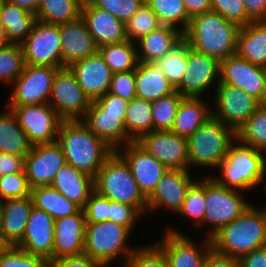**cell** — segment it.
<instances>
[{
  "label": "cell",
  "instance_id": "7a4b0ae2",
  "mask_svg": "<svg viewBox=\"0 0 266 267\" xmlns=\"http://www.w3.org/2000/svg\"><path fill=\"white\" fill-rule=\"evenodd\" d=\"M239 28L221 14L209 11L190 18L183 39L191 49L221 61L236 54Z\"/></svg>",
  "mask_w": 266,
  "mask_h": 267
},
{
  "label": "cell",
  "instance_id": "f5cc1de1",
  "mask_svg": "<svg viewBox=\"0 0 266 267\" xmlns=\"http://www.w3.org/2000/svg\"><path fill=\"white\" fill-rule=\"evenodd\" d=\"M109 93L127 101L136 98L135 70L114 73Z\"/></svg>",
  "mask_w": 266,
  "mask_h": 267
},
{
  "label": "cell",
  "instance_id": "e575fe53",
  "mask_svg": "<svg viewBox=\"0 0 266 267\" xmlns=\"http://www.w3.org/2000/svg\"><path fill=\"white\" fill-rule=\"evenodd\" d=\"M33 206L45 211L55 220L78 213L81 208L68 200L52 185H42L31 188Z\"/></svg>",
  "mask_w": 266,
  "mask_h": 267
},
{
  "label": "cell",
  "instance_id": "c3c4849f",
  "mask_svg": "<svg viewBox=\"0 0 266 267\" xmlns=\"http://www.w3.org/2000/svg\"><path fill=\"white\" fill-rule=\"evenodd\" d=\"M31 196L25 172L0 176V201Z\"/></svg>",
  "mask_w": 266,
  "mask_h": 267
},
{
  "label": "cell",
  "instance_id": "9c48e42d",
  "mask_svg": "<svg viewBox=\"0 0 266 267\" xmlns=\"http://www.w3.org/2000/svg\"><path fill=\"white\" fill-rule=\"evenodd\" d=\"M240 191V192H239ZM242 190L218 184L211 176L205 178V217L202 226L209 224L206 237H211L221 227L239 217L251 202L244 199Z\"/></svg>",
  "mask_w": 266,
  "mask_h": 267
},
{
  "label": "cell",
  "instance_id": "8fae6325",
  "mask_svg": "<svg viewBox=\"0 0 266 267\" xmlns=\"http://www.w3.org/2000/svg\"><path fill=\"white\" fill-rule=\"evenodd\" d=\"M212 116L236 133L262 105L238 87L219 83L214 91Z\"/></svg>",
  "mask_w": 266,
  "mask_h": 267
},
{
  "label": "cell",
  "instance_id": "1f68e13d",
  "mask_svg": "<svg viewBox=\"0 0 266 267\" xmlns=\"http://www.w3.org/2000/svg\"><path fill=\"white\" fill-rule=\"evenodd\" d=\"M205 102L202 97H184L179 104L171 132L185 138L194 134L212 117L211 106Z\"/></svg>",
  "mask_w": 266,
  "mask_h": 267
},
{
  "label": "cell",
  "instance_id": "e7e4bbea",
  "mask_svg": "<svg viewBox=\"0 0 266 267\" xmlns=\"http://www.w3.org/2000/svg\"><path fill=\"white\" fill-rule=\"evenodd\" d=\"M8 247L9 245L5 242V240L3 238H0V257Z\"/></svg>",
  "mask_w": 266,
  "mask_h": 267
},
{
  "label": "cell",
  "instance_id": "ffe728a7",
  "mask_svg": "<svg viewBox=\"0 0 266 267\" xmlns=\"http://www.w3.org/2000/svg\"><path fill=\"white\" fill-rule=\"evenodd\" d=\"M116 152L128 164L139 190L147 198L154 191L157 183L168 168L143 149L137 142H130L124 147L117 149Z\"/></svg>",
  "mask_w": 266,
  "mask_h": 267
},
{
  "label": "cell",
  "instance_id": "94428289",
  "mask_svg": "<svg viewBox=\"0 0 266 267\" xmlns=\"http://www.w3.org/2000/svg\"><path fill=\"white\" fill-rule=\"evenodd\" d=\"M183 2L190 18L211 11V0H183Z\"/></svg>",
  "mask_w": 266,
  "mask_h": 267
},
{
  "label": "cell",
  "instance_id": "ac0fdd59",
  "mask_svg": "<svg viewBox=\"0 0 266 267\" xmlns=\"http://www.w3.org/2000/svg\"><path fill=\"white\" fill-rule=\"evenodd\" d=\"M137 143L166 168L189 170L187 138L171 131H151Z\"/></svg>",
  "mask_w": 266,
  "mask_h": 267
},
{
  "label": "cell",
  "instance_id": "d6a6232c",
  "mask_svg": "<svg viewBox=\"0 0 266 267\" xmlns=\"http://www.w3.org/2000/svg\"><path fill=\"white\" fill-rule=\"evenodd\" d=\"M0 21L9 43L22 44L33 30L37 15L7 0H0Z\"/></svg>",
  "mask_w": 266,
  "mask_h": 267
},
{
  "label": "cell",
  "instance_id": "8d00e7d4",
  "mask_svg": "<svg viewBox=\"0 0 266 267\" xmlns=\"http://www.w3.org/2000/svg\"><path fill=\"white\" fill-rule=\"evenodd\" d=\"M98 51L113 74L135 70L139 63L136 43L130 40L100 46Z\"/></svg>",
  "mask_w": 266,
  "mask_h": 267
},
{
  "label": "cell",
  "instance_id": "d4e9b609",
  "mask_svg": "<svg viewBox=\"0 0 266 267\" xmlns=\"http://www.w3.org/2000/svg\"><path fill=\"white\" fill-rule=\"evenodd\" d=\"M86 219L81 209L78 213L55 220L53 259L77 256L84 253Z\"/></svg>",
  "mask_w": 266,
  "mask_h": 267
},
{
  "label": "cell",
  "instance_id": "484cf974",
  "mask_svg": "<svg viewBox=\"0 0 266 267\" xmlns=\"http://www.w3.org/2000/svg\"><path fill=\"white\" fill-rule=\"evenodd\" d=\"M81 17L98 48L106 44L128 40L125 23L109 12L95 7L89 0L82 2Z\"/></svg>",
  "mask_w": 266,
  "mask_h": 267
},
{
  "label": "cell",
  "instance_id": "3957f363",
  "mask_svg": "<svg viewBox=\"0 0 266 267\" xmlns=\"http://www.w3.org/2000/svg\"><path fill=\"white\" fill-rule=\"evenodd\" d=\"M212 249L240 259L266 246V210L251 204L239 217L210 237Z\"/></svg>",
  "mask_w": 266,
  "mask_h": 267
},
{
  "label": "cell",
  "instance_id": "74e56055",
  "mask_svg": "<svg viewBox=\"0 0 266 267\" xmlns=\"http://www.w3.org/2000/svg\"><path fill=\"white\" fill-rule=\"evenodd\" d=\"M83 0H40L37 20L59 25L76 20L81 16Z\"/></svg>",
  "mask_w": 266,
  "mask_h": 267
},
{
  "label": "cell",
  "instance_id": "30bf717a",
  "mask_svg": "<svg viewBox=\"0 0 266 267\" xmlns=\"http://www.w3.org/2000/svg\"><path fill=\"white\" fill-rule=\"evenodd\" d=\"M6 107L16 115L32 146L57 142L63 119L49 103Z\"/></svg>",
  "mask_w": 266,
  "mask_h": 267
},
{
  "label": "cell",
  "instance_id": "d6986e66",
  "mask_svg": "<svg viewBox=\"0 0 266 267\" xmlns=\"http://www.w3.org/2000/svg\"><path fill=\"white\" fill-rule=\"evenodd\" d=\"M65 163L62 148L57 142L33 145L24 159V172L30 187L51 185Z\"/></svg>",
  "mask_w": 266,
  "mask_h": 267
},
{
  "label": "cell",
  "instance_id": "277c9868",
  "mask_svg": "<svg viewBox=\"0 0 266 267\" xmlns=\"http://www.w3.org/2000/svg\"><path fill=\"white\" fill-rule=\"evenodd\" d=\"M216 169H221V176L214 175L211 178L221 186L251 190L265 179L266 153L236 139Z\"/></svg>",
  "mask_w": 266,
  "mask_h": 267
},
{
  "label": "cell",
  "instance_id": "4fadbf2b",
  "mask_svg": "<svg viewBox=\"0 0 266 267\" xmlns=\"http://www.w3.org/2000/svg\"><path fill=\"white\" fill-rule=\"evenodd\" d=\"M21 46L25 64L62 68L59 25L37 21Z\"/></svg>",
  "mask_w": 266,
  "mask_h": 267
},
{
  "label": "cell",
  "instance_id": "7bdbcfd3",
  "mask_svg": "<svg viewBox=\"0 0 266 267\" xmlns=\"http://www.w3.org/2000/svg\"><path fill=\"white\" fill-rule=\"evenodd\" d=\"M183 98L175 91L170 95L151 101L153 131H171L179 104Z\"/></svg>",
  "mask_w": 266,
  "mask_h": 267
},
{
  "label": "cell",
  "instance_id": "7dc6e473",
  "mask_svg": "<svg viewBox=\"0 0 266 267\" xmlns=\"http://www.w3.org/2000/svg\"><path fill=\"white\" fill-rule=\"evenodd\" d=\"M0 267H49V260L9 246L0 257Z\"/></svg>",
  "mask_w": 266,
  "mask_h": 267
},
{
  "label": "cell",
  "instance_id": "03108f58",
  "mask_svg": "<svg viewBox=\"0 0 266 267\" xmlns=\"http://www.w3.org/2000/svg\"><path fill=\"white\" fill-rule=\"evenodd\" d=\"M0 238H3V232H2V209L0 206Z\"/></svg>",
  "mask_w": 266,
  "mask_h": 267
},
{
  "label": "cell",
  "instance_id": "7402d4cb",
  "mask_svg": "<svg viewBox=\"0 0 266 267\" xmlns=\"http://www.w3.org/2000/svg\"><path fill=\"white\" fill-rule=\"evenodd\" d=\"M68 68L90 101L97 100L109 92L113 73L99 51Z\"/></svg>",
  "mask_w": 266,
  "mask_h": 267
},
{
  "label": "cell",
  "instance_id": "603a6c76",
  "mask_svg": "<svg viewBox=\"0 0 266 267\" xmlns=\"http://www.w3.org/2000/svg\"><path fill=\"white\" fill-rule=\"evenodd\" d=\"M62 48V68L95 54L98 51L93 36L80 16L74 21L59 24Z\"/></svg>",
  "mask_w": 266,
  "mask_h": 267
},
{
  "label": "cell",
  "instance_id": "9a60e30c",
  "mask_svg": "<svg viewBox=\"0 0 266 267\" xmlns=\"http://www.w3.org/2000/svg\"><path fill=\"white\" fill-rule=\"evenodd\" d=\"M219 83L238 87L266 104V68L253 65L237 54L220 61Z\"/></svg>",
  "mask_w": 266,
  "mask_h": 267
},
{
  "label": "cell",
  "instance_id": "b9f144b4",
  "mask_svg": "<svg viewBox=\"0 0 266 267\" xmlns=\"http://www.w3.org/2000/svg\"><path fill=\"white\" fill-rule=\"evenodd\" d=\"M205 210V178H197L188 188L177 214L185 217L186 220L192 219L194 226L200 228L204 222Z\"/></svg>",
  "mask_w": 266,
  "mask_h": 267
},
{
  "label": "cell",
  "instance_id": "91938a15",
  "mask_svg": "<svg viewBox=\"0 0 266 267\" xmlns=\"http://www.w3.org/2000/svg\"><path fill=\"white\" fill-rule=\"evenodd\" d=\"M239 261L240 267H266V246L243 255Z\"/></svg>",
  "mask_w": 266,
  "mask_h": 267
},
{
  "label": "cell",
  "instance_id": "f1b7e54d",
  "mask_svg": "<svg viewBox=\"0 0 266 267\" xmlns=\"http://www.w3.org/2000/svg\"><path fill=\"white\" fill-rule=\"evenodd\" d=\"M51 185L83 209L89 195L94 191V178L65 163Z\"/></svg>",
  "mask_w": 266,
  "mask_h": 267
},
{
  "label": "cell",
  "instance_id": "f35d334b",
  "mask_svg": "<svg viewBox=\"0 0 266 267\" xmlns=\"http://www.w3.org/2000/svg\"><path fill=\"white\" fill-rule=\"evenodd\" d=\"M188 43L182 39L163 57L154 63L164 72L172 86L176 89L182 82L187 66Z\"/></svg>",
  "mask_w": 266,
  "mask_h": 267
},
{
  "label": "cell",
  "instance_id": "be15d7a7",
  "mask_svg": "<svg viewBox=\"0 0 266 267\" xmlns=\"http://www.w3.org/2000/svg\"><path fill=\"white\" fill-rule=\"evenodd\" d=\"M9 41L7 39L6 33H5V27L0 21V48L9 45Z\"/></svg>",
  "mask_w": 266,
  "mask_h": 267
},
{
  "label": "cell",
  "instance_id": "681fc988",
  "mask_svg": "<svg viewBox=\"0 0 266 267\" xmlns=\"http://www.w3.org/2000/svg\"><path fill=\"white\" fill-rule=\"evenodd\" d=\"M95 7L105 10L126 23L144 4L145 0H89Z\"/></svg>",
  "mask_w": 266,
  "mask_h": 267
},
{
  "label": "cell",
  "instance_id": "6da1fadb",
  "mask_svg": "<svg viewBox=\"0 0 266 267\" xmlns=\"http://www.w3.org/2000/svg\"><path fill=\"white\" fill-rule=\"evenodd\" d=\"M57 143L62 148L66 163L92 178L96 177L106 159L114 152L82 120H63Z\"/></svg>",
  "mask_w": 266,
  "mask_h": 267
},
{
  "label": "cell",
  "instance_id": "836d02e7",
  "mask_svg": "<svg viewBox=\"0 0 266 267\" xmlns=\"http://www.w3.org/2000/svg\"><path fill=\"white\" fill-rule=\"evenodd\" d=\"M32 145L19 126L16 115L7 107L0 112V152L26 157Z\"/></svg>",
  "mask_w": 266,
  "mask_h": 267
},
{
  "label": "cell",
  "instance_id": "6f0895ef",
  "mask_svg": "<svg viewBox=\"0 0 266 267\" xmlns=\"http://www.w3.org/2000/svg\"><path fill=\"white\" fill-rule=\"evenodd\" d=\"M204 267H240V261L211 249L207 254Z\"/></svg>",
  "mask_w": 266,
  "mask_h": 267
},
{
  "label": "cell",
  "instance_id": "4316f807",
  "mask_svg": "<svg viewBox=\"0 0 266 267\" xmlns=\"http://www.w3.org/2000/svg\"><path fill=\"white\" fill-rule=\"evenodd\" d=\"M3 239L9 246H17L24 236L33 206L31 196L0 201Z\"/></svg>",
  "mask_w": 266,
  "mask_h": 267
},
{
  "label": "cell",
  "instance_id": "816d5d0a",
  "mask_svg": "<svg viewBox=\"0 0 266 267\" xmlns=\"http://www.w3.org/2000/svg\"><path fill=\"white\" fill-rule=\"evenodd\" d=\"M86 223H99L109 221L110 200L101 196L95 190L89 195V198L83 208Z\"/></svg>",
  "mask_w": 266,
  "mask_h": 267
},
{
  "label": "cell",
  "instance_id": "cb8c5ba5",
  "mask_svg": "<svg viewBox=\"0 0 266 267\" xmlns=\"http://www.w3.org/2000/svg\"><path fill=\"white\" fill-rule=\"evenodd\" d=\"M54 225L53 217L33 207L24 236L17 247L29 254L53 260Z\"/></svg>",
  "mask_w": 266,
  "mask_h": 267
},
{
  "label": "cell",
  "instance_id": "2e32d148",
  "mask_svg": "<svg viewBox=\"0 0 266 267\" xmlns=\"http://www.w3.org/2000/svg\"><path fill=\"white\" fill-rule=\"evenodd\" d=\"M219 71L218 59L199 53L188 45L185 75L176 91L183 97H203L211 86H218Z\"/></svg>",
  "mask_w": 266,
  "mask_h": 267
},
{
  "label": "cell",
  "instance_id": "7c38bea8",
  "mask_svg": "<svg viewBox=\"0 0 266 267\" xmlns=\"http://www.w3.org/2000/svg\"><path fill=\"white\" fill-rule=\"evenodd\" d=\"M61 68L26 64L22 74L10 85V102L6 106L48 103L54 77Z\"/></svg>",
  "mask_w": 266,
  "mask_h": 267
},
{
  "label": "cell",
  "instance_id": "9f6ffc18",
  "mask_svg": "<svg viewBox=\"0 0 266 267\" xmlns=\"http://www.w3.org/2000/svg\"><path fill=\"white\" fill-rule=\"evenodd\" d=\"M24 157L0 152V176L24 172Z\"/></svg>",
  "mask_w": 266,
  "mask_h": 267
},
{
  "label": "cell",
  "instance_id": "5b68a950",
  "mask_svg": "<svg viewBox=\"0 0 266 267\" xmlns=\"http://www.w3.org/2000/svg\"><path fill=\"white\" fill-rule=\"evenodd\" d=\"M94 190L111 201L133 206L141 215L148 212L147 198L139 190L128 164L116 151L97 172Z\"/></svg>",
  "mask_w": 266,
  "mask_h": 267
},
{
  "label": "cell",
  "instance_id": "bcb514c9",
  "mask_svg": "<svg viewBox=\"0 0 266 267\" xmlns=\"http://www.w3.org/2000/svg\"><path fill=\"white\" fill-rule=\"evenodd\" d=\"M124 267H170L163 249L157 244L138 246Z\"/></svg>",
  "mask_w": 266,
  "mask_h": 267
},
{
  "label": "cell",
  "instance_id": "f907efd6",
  "mask_svg": "<svg viewBox=\"0 0 266 267\" xmlns=\"http://www.w3.org/2000/svg\"><path fill=\"white\" fill-rule=\"evenodd\" d=\"M211 11L221 14L240 28L251 22L242 0H211Z\"/></svg>",
  "mask_w": 266,
  "mask_h": 267
},
{
  "label": "cell",
  "instance_id": "8992f818",
  "mask_svg": "<svg viewBox=\"0 0 266 267\" xmlns=\"http://www.w3.org/2000/svg\"><path fill=\"white\" fill-rule=\"evenodd\" d=\"M128 104L129 101L108 92L91 101L82 121L95 136L116 151L133 142L127 135L124 123Z\"/></svg>",
  "mask_w": 266,
  "mask_h": 267
},
{
  "label": "cell",
  "instance_id": "d590c367",
  "mask_svg": "<svg viewBox=\"0 0 266 267\" xmlns=\"http://www.w3.org/2000/svg\"><path fill=\"white\" fill-rule=\"evenodd\" d=\"M124 123L127 135L133 142L153 131L151 101L137 97L129 101Z\"/></svg>",
  "mask_w": 266,
  "mask_h": 267
},
{
  "label": "cell",
  "instance_id": "5bb4252c",
  "mask_svg": "<svg viewBox=\"0 0 266 267\" xmlns=\"http://www.w3.org/2000/svg\"><path fill=\"white\" fill-rule=\"evenodd\" d=\"M63 120H82L91 101L69 68L57 71L48 102Z\"/></svg>",
  "mask_w": 266,
  "mask_h": 267
},
{
  "label": "cell",
  "instance_id": "f546056e",
  "mask_svg": "<svg viewBox=\"0 0 266 267\" xmlns=\"http://www.w3.org/2000/svg\"><path fill=\"white\" fill-rule=\"evenodd\" d=\"M236 54L253 65L266 68V21H251L239 28Z\"/></svg>",
  "mask_w": 266,
  "mask_h": 267
},
{
  "label": "cell",
  "instance_id": "ab89813d",
  "mask_svg": "<svg viewBox=\"0 0 266 267\" xmlns=\"http://www.w3.org/2000/svg\"><path fill=\"white\" fill-rule=\"evenodd\" d=\"M162 25H170L184 32L189 24L183 0H145Z\"/></svg>",
  "mask_w": 266,
  "mask_h": 267
},
{
  "label": "cell",
  "instance_id": "44dd1931",
  "mask_svg": "<svg viewBox=\"0 0 266 267\" xmlns=\"http://www.w3.org/2000/svg\"><path fill=\"white\" fill-rule=\"evenodd\" d=\"M194 181L189 170L168 169L147 197L148 213L165 207L176 214Z\"/></svg>",
  "mask_w": 266,
  "mask_h": 267
},
{
  "label": "cell",
  "instance_id": "11a10c76",
  "mask_svg": "<svg viewBox=\"0 0 266 267\" xmlns=\"http://www.w3.org/2000/svg\"><path fill=\"white\" fill-rule=\"evenodd\" d=\"M49 267H104L97 260L83 253L77 256H67L49 261Z\"/></svg>",
  "mask_w": 266,
  "mask_h": 267
},
{
  "label": "cell",
  "instance_id": "db71d44e",
  "mask_svg": "<svg viewBox=\"0 0 266 267\" xmlns=\"http://www.w3.org/2000/svg\"><path fill=\"white\" fill-rule=\"evenodd\" d=\"M140 216L142 215L133 206L110 200L109 221L126 226L132 232Z\"/></svg>",
  "mask_w": 266,
  "mask_h": 267
},
{
  "label": "cell",
  "instance_id": "f6af8a7d",
  "mask_svg": "<svg viewBox=\"0 0 266 267\" xmlns=\"http://www.w3.org/2000/svg\"><path fill=\"white\" fill-rule=\"evenodd\" d=\"M161 25L158 16L144 2L137 12L125 23L127 39L136 42Z\"/></svg>",
  "mask_w": 266,
  "mask_h": 267
},
{
  "label": "cell",
  "instance_id": "680465c9",
  "mask_svg": "<svg viewBox=\"0 0 266 267\" xmlns=\"http://www.w3.org/2000/svg\"><path fill=\"white\" fill-rule=\"evenodd\" d=\"M251 21H266V0H242Z\"/></svg>",
  "mask_w": 266,
  "mask_h": 267
},
{
  "label": "cell",
  "instance_id": "6125c7cd",
  "mask_svg": "<svg viewBox=\"0 0 266 267\" xmlns=\"http://www.w3.org/2000/svg\"><path fill=\"white\" fill-rule=\"evenodd\" d=\"M7 1L16 4L17 6H20L21 8H24L27 11L35 14L39 9V3H40V0H7Z\"/></svg>",
  "mask_w": 266,
  "mask_h": 267
},
{
  "label": "cell",
  "instance_id": "4dcf8cb0",
  "mask_svg": "<svg viewBox=\"0 0 266 267\" xmlns=\"http://www.w3.org/2000/svg\"><path fill=\"white\" fill-rule=\"evenodd\" d=\"M136 97L154 101L176 89L154 62H139L135 69Z\"/></svg>",
  "mask_w": 266,
  "mask_h": 267
},
{
  "label": "cell",
  "instance_id": "ba28073f",
  "mask_svg": "<svg viewBox=\"0 0 266 267\" xmlns=\"http://www.w3.org/2000/svg\"><path fill=\"white\" fill-rule=\"evenodd\" d=\"M130 234L126 226L115 222L86 223L84 253L104 267H109L120 256L125 266L136 248L127 243Z\"/></svg>",
  "mask_w": 266,
  "mask_h": 267
},
{
  "label": "cell",
  "instance_id": "52a82bcc",
  "mask_svg": "<svg viewBox=\"0 0 266 267\" xmlns=\"http://www.w3.org/2000/svg\"><path fill=\"white\" fill-rule=\"evenodd\" d=\"M237 139L236 132L213 116L187 138L190 166L217 168Z\"/></svg>",
  "mask_w": 266,
  "mask_h": 267
},
{
  "label": "cell",
  "instance_id": "60d3db41",
  "mask_svg": "<svg viewBox=\"0 0 266 267\" xmlns=\"http://www.w3.org/2000/svg\"><path fill=\"white\" fill-rule=\"evenodd\" d=\"M246 145L266 153V104H262L236 133Z\"/></svg>",
  "mask_w": 266,
  "mask_h": 267
},
{
  "label": "cell",
  "instance_id": "83f0119b",
  "mask_svg": "<svg viewBox=\"0 0 266 267\" xmlns=\"http://www.w3.org/2000/svg\"><path fill=\"white\" fill-rule=\"evenodd\" d=\"M183 39V32L170 25H161L137 40L139 62H155Z\"/></svg>",
  "mask_w": 266,
  "mask_h": 267
},
{
  "label": "cell",
  "instance_id": "ee69618b",
  "mask_svg": "<svg viewBox=\"0 0 266 267\" xmlns=\"http://www.w3.org/2000/svg\"><path fill=\"white\" fill-rule=\"evenodd\" d=\"M25 59L21 44L10 43L0 48V81L11 85L25 67Z\"/></svg>",
  "mask_w": 266,
  "mask_h": 267
},
{
  "label": "cell",
  "instance_id": "e0dca14e",
  "mask_svg": "<svg viewBox=\"0 0 266 267\" xmlns=\"http://www.w3.org/2000/svg\"><path fill=\"white\" fill-rule=\"evenodd\" d=\"M174 228H168L163 240L156 243L163 249L170 267H204L207 254L212 249L209 237L204 238L202 244L184 232Z\"/></svg>",
  "mask_w": 266,
  "mask_h": 267
}]
</instances>
